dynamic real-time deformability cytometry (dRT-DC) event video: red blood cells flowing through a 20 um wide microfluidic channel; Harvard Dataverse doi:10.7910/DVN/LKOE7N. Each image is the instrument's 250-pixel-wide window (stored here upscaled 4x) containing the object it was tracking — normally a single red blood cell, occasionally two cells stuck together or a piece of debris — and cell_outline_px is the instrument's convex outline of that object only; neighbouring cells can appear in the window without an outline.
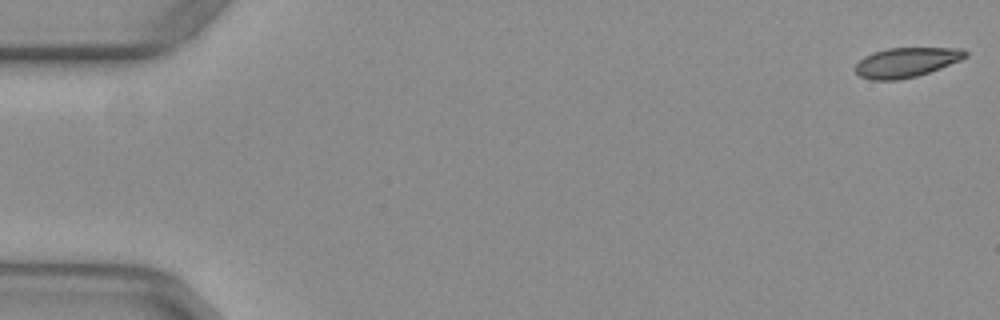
{"species": "common noctule bat (a hibernating species)", "species_latin": "Nyctalus noctula", "temperature_condition": "warm", "stored_images_in_passage": 53, "camera_frame_rate_fps": 3000, "um_per_image_px": 0.085, "animal": {"sex": "female", "body_mass_g": 29.2, "forearm_length_mm": 56.3}, "frame": {"image": 1, "passage_image": 1, "time_ms": 0.0, "image_size_px": [1000, 320], "cell_outline_px": [[968, 56], [960, 60], [940, 68], [916, 76], [896, 80], [872, 80], [860, 76], [852, 68], [864, 56], [872, 52], [888, 48], [964, 48], [968, 52]], "centroid_in_image_um": [77.02, 5.29], "position_along_channel_um": 8.0, "area_um2": 19.07}}
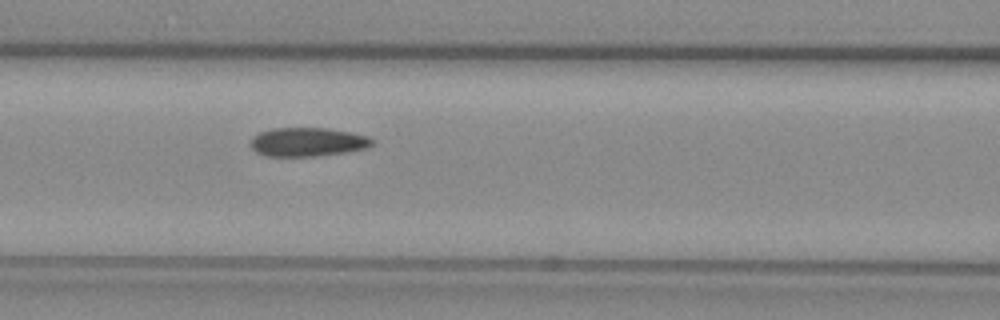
{"frame": {"image": 2, "passage_image": 23, "time_ms": 7.333, "image_size_px": [1000, 320], "cell_outline_px": [[376, 144], [364, 148], [344, 152], [312, 156], [268, 156], [256, 152], [252, 148], [252, 136], [260, 132], [272, 128], [328, 128], [352, 132], [368, 136], [376, 140]], "centroid_in_image_um": [26.18, 12.05], "position_along_channel_um": 140.4, "area_um2": 20.4}}
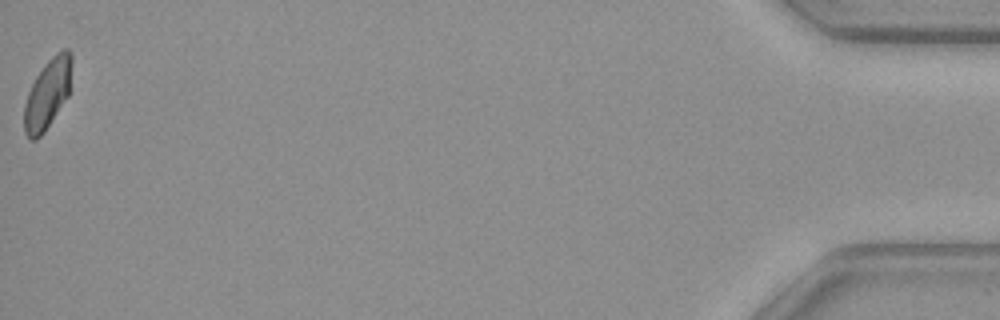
{"frame": {"image": 3, "passage_image": 53, "time_ms": 17.333, "image_size_px": [1000, 320], "cell_outline_px": [[72, 64], [68, 96], [44, 132], [36, 140], [32, 140], [24, 132], [24, 104], [28, 92], [36, 76], [44, 64], [60, 48], [68, 48], [72, 52]], "centroid_in_image_um": [4.05, 7.93], "position_along_channel_um": 431.1, "area_um2": 19.42}, "authors_computed_cell_mechanics": {"area_um2": 20.1722, "velocity_mm_per_s": 3.9473, "shape_relaxation_time_tau1_ms": null, "shape_relaxation_time_tau2_ms": 8.8979, "deformation_change_tau1": null, "deformation_change_tau2": 0.1135}}